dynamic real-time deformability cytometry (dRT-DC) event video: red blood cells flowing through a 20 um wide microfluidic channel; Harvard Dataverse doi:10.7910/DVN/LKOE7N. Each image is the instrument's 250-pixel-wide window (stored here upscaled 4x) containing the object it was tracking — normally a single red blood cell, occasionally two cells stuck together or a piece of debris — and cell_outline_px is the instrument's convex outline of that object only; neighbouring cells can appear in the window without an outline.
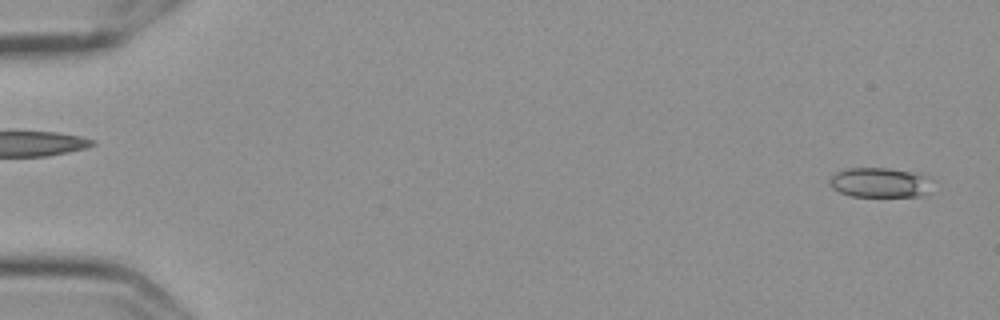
{"species": "Egyptian fruit bat (a non-hibernating species)", "species_latin": "Rousettus aegyptiacus", "temperature_condition": "cold", "stored_images_in_passage": 56, "camera_frame_rate_fps": 3000, "um_per_image_px": 0.085, "frame": {"image": 1, "passage_image": 2, "time_ms": 0.333, "image_size_px": [1000, 320], "cell_outline_px": [[924, 196], [852, 196], [840, 192], [832, 188], [828, 184], [828, 180], [836, 172], [848, 168], [888, 168], [908, 172], [924, 176]], "centroid_in_image_um": [74.58, 15.52], "position_along_channel_um": 10.4, "area_um2": 16.99}}
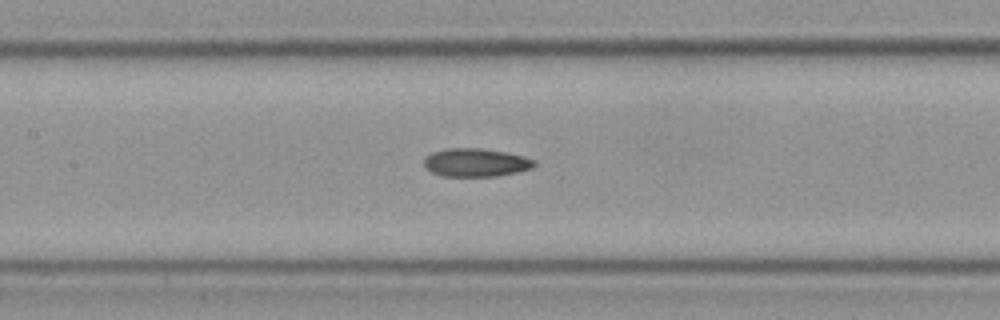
{"frame": {"image": 2, "passage_image": 27, "time_ms": 8.667, "image_size_px": [1000, 320], "cell_outline_px": [[536, 164], [532, 168], [516, 172], [496, 176], [444, 176], [432, 172], [424, 164], [424, 160], [432, 152], [444, 148], [480, 148], [504, 152], [524, 156], [536, 160]], "centroid_in_image_um": [40.47, 13.81], "position_along_channel_um": 166.9, "area_um2": 18.03}}
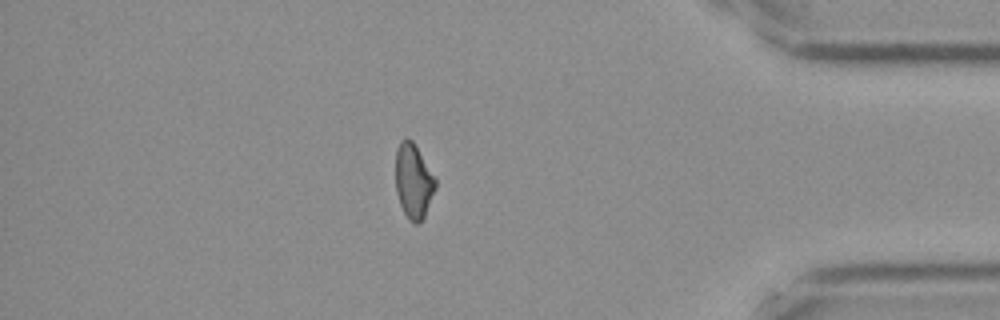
{"frame": {"image": 3, "passage_image": 49, "time_ms": 16.0, "image_size_px": [1000, 320], "cell_outline_px": [[436, 188], [424, 216], [416, 224], [408, 220], [400, 204], [396, 192], [396, 148], [400, 140], [412, 140], [436, 180]], "centroid_in_image_um": [35.13, 15.41], "position_along_channel_um": 400.1, "area_um2": 16.99}, "authors_computed_cell_mechanics": {"area_um2": 17.918, "velocity_mm_per_s": 3.6136, "shape_relaxation_time_tau1_ms": null, "shape_relaxation_time_tau2_ms": 3.8752, "deformation_change_tau1": null, "deformation_change_tau2": 0.1059}}